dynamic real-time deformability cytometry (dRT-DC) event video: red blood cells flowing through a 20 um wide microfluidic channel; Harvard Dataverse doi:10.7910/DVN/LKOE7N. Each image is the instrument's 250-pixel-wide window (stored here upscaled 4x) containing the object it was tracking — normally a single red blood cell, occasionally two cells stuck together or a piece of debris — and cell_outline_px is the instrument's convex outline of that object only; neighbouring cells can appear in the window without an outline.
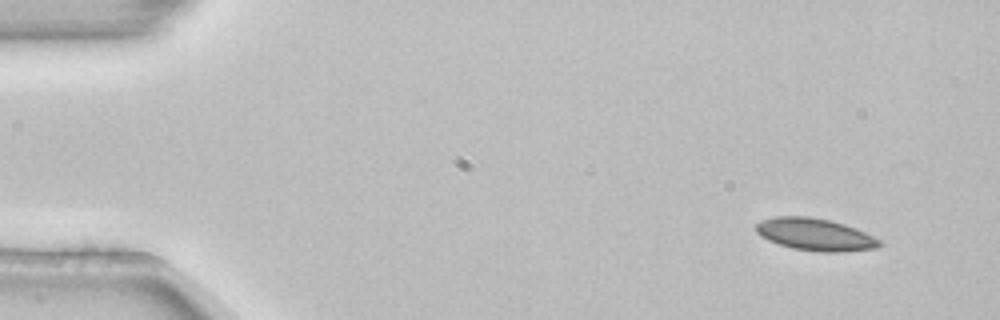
{"species": "common noctule bat (a hibernating species)", "species_latin": "Nyctalus noctula", "temperature_condition": "room temperature", "stored_images_in_passage": 4, "camera_frame_rate_fps": 3000, "um_per_image_px": 0.085, "animal": {"sex": "female", "body_mass_g": 22.7, "forearm_length_mm": 54.2}, "frame": {"image": 1, "passage_image": 1, "time_ms": 0.0, "image_size_px": [1000, 320], "cell_outline_px": [[880, 244], [876, 248], [840, 252], [820, 252], [792, 248], [768, 240], [760, 236], [756, 232], [756, 224], [760, 220], [776, 216], [808, 216], [832, 220], [844, 224], [864, 232], [880, 240]], "centroid_in_image_um": [69.24, 19.92], "position_along_channel_um": 15.8, "area_um2": 23.12}}